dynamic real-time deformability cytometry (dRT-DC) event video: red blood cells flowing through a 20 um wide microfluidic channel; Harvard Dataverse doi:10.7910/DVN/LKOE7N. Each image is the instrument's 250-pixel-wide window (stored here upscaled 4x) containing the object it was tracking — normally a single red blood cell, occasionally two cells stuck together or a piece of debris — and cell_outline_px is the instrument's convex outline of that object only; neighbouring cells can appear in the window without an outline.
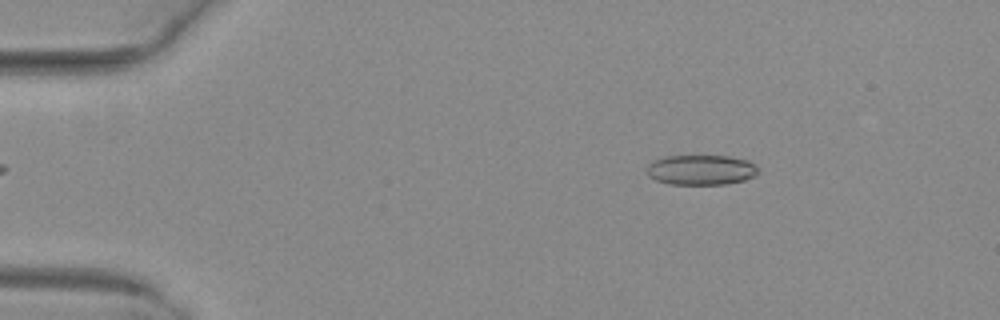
{"species": "common noctule bat (a hibernating species)", "species_latin": "Nyctalus noctula", "temperature_condition": "warm", "stored_images_in_passage": 45, "camera_frame_rate_fps": 3000, "um_per_image_px": 0.085, "animal": {"sex": "female", "body_mass_g": 29.2, "forearm_length_mm": 56.3}, "frame": {"image": 1, "passage_image": 2, "time_ms": 0.333, "image_size_px": [1000, 320], "cell_outline_px": [[760, 172], [744, 180], [724, 184], [668, 184], [656, 180], [648, 176], [648, 164], [652, 160], [664, 156], [728, 156], [748, 160], [756, 164], [760, 168]], "centroid_in_image_um": [59.6, 14.43], "position_along_channel_um": 25.4, "area_um2": 19.65}}
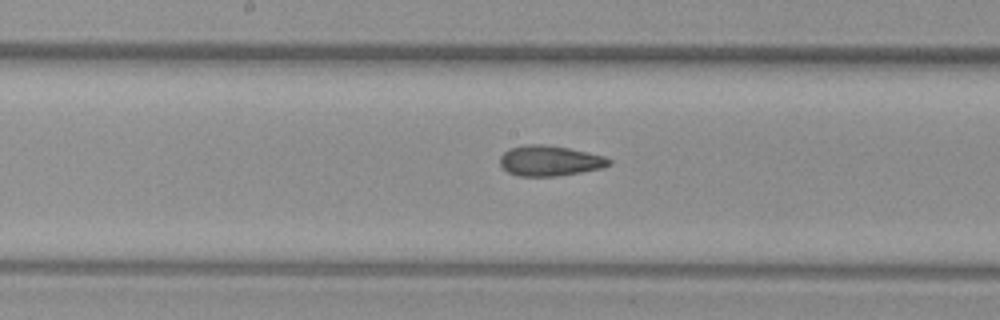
{"frame": {"image": 2, "passage_image": 21, "time_ms": 6.667, "image_size_px": [1000, 320], "cell_outline_px": [[612, 164], [600, 168], [580, 172], [556, 176], [520, 176], [508, 172], [500, 164], [500, 156], [508, 148], [528, 144], [540, 144], [568, 148], [604, 156], [612, 160]], "centroid_in_image_um": [46.71, 13.66], "position_along_channel_um": 201.5, "area_um2": 19.13}}
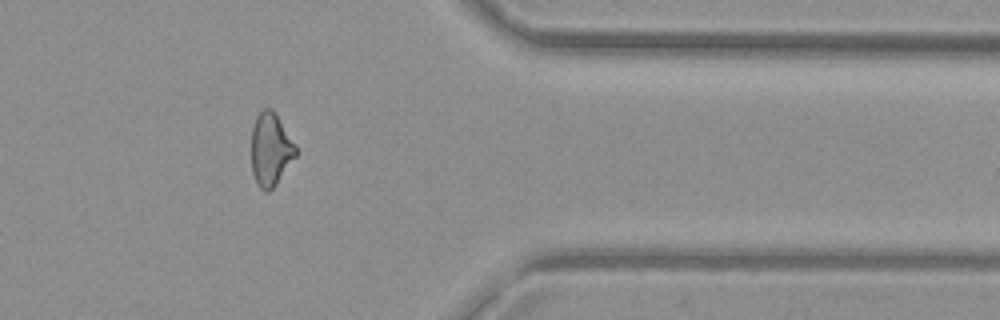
{"frame": {"image": 3, "passage_image": 36, "time_ms": 11.667, "image_size_px": [1000, 320], "cell_outline_px": [[296, 156], [276, 184], [268, 192], [264, 192], [256, 184], [252, 172], [252, 128], [256, 116], [264, 108], [272, 108], [276, 112], [296, 148]], "centroid_in_image_um": [22.98, 12.71], "position_along_channel_um": 388.4, "area_um2": 18.79}, "authors_computed_cell_mechanics": {"area_um2": 19.4208, "velocity_mm_per_s": 4.0557, "shape_relaxation_time_tau1_ms": null, "shape_relaxation_time_tau2_ms": 2.2899, "deformation_change_tau1": null, "deformation_change_tau2": 0.1014}}